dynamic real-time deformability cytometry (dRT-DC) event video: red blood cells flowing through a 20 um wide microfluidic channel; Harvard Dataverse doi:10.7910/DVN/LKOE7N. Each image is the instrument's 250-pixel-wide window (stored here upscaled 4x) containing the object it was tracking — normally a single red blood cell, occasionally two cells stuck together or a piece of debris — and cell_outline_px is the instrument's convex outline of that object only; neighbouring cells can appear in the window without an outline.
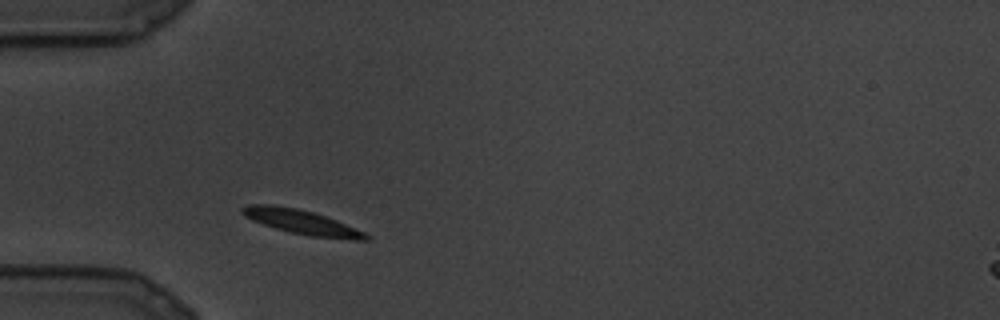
{"species": "common noctule bat (a hibernating species)", "species_latin": "Nyctalus noctula", "temperature_condition": "cold", "stored_images_in_passage": 1, "camera_frame_rate_fps": 3000, "um_per_image_px": 0.085, "animal": {"sex": "male", "body_mass_g": 19.5, "forearm_length_mm": 54.6}, "frame": {"image": 1, "passage_image": 1, "time_ms": 0.0, "image_size_px": [1000, 320], "cell_outline_px": [[372, 236], [368, 240], [352, 240], [312, 236], [292, 232], [276, 228], [252, 220], [244, 216], [240, 212], [240, 208], [248, 204], [272, 204], [296, 208], [312, 212], [336, 220], [364, 232]], "centroid_in_image_um": [25.63, 18.87], "position_along_channel_um": 59.4, "area_um2": 17.46}}